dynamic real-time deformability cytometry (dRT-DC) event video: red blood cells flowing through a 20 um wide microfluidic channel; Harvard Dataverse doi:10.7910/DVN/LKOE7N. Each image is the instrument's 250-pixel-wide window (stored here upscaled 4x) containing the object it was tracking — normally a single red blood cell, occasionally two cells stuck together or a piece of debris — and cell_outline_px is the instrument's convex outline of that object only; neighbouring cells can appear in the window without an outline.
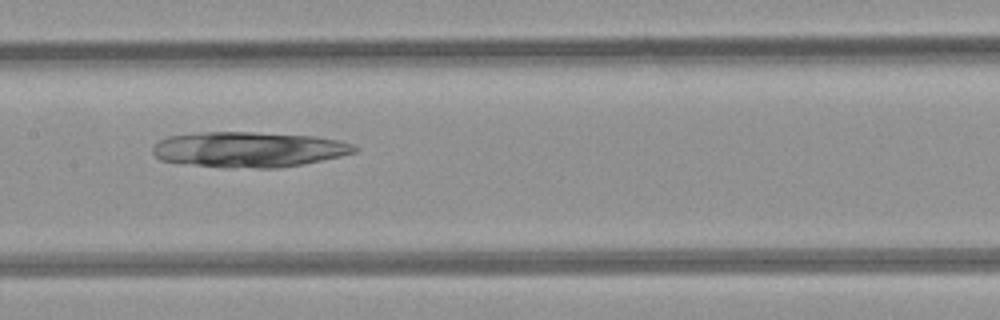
{"species": "common noctule bat (a hibernating species)", "species_latin": "Nyctalus noctula", "temperature_condition": "room temperature", "stored_images_in_passage": 9, "camera_frame_rate_fps": 3000, "um_per_image_px": 0.085, "animal": {"sex": "female", "body_mass_g": 21.9}, "frame": {"image": 1, "passage_image": 9, "time_ms": 9.333, "image_size_px": [1000, 320], "cell_outline_px": [[360, 148], [356, 152], [340, 156], [304, 164], [276, 168], [220, 168], [160, 160], [152, 152], [152, 148], [160, 140], [168, 136], [200, 132], [252, 132], [312, 136], [336, 140], [356, 144]], "centroid_in_image_um": [21.15, 12.71], "position_along_channel_um": 186.2, "area_um2": 41.79}}